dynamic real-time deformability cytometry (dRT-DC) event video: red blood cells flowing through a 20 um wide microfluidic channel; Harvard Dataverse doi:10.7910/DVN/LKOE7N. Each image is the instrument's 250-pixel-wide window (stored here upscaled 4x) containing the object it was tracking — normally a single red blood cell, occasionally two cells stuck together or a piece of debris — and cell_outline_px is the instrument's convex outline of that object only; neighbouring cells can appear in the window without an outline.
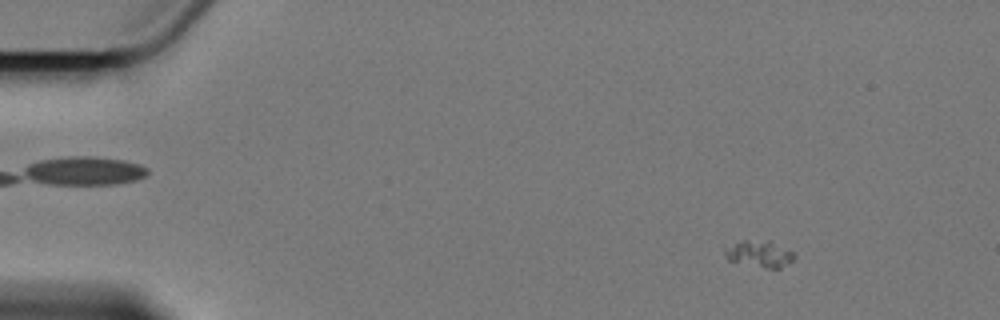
{"species": "Egyptian fruit bat (a non-hibernating species)", "species_latin": "Rousettus aegyptiacus", "temperature_condition": "cold", "stored_images_in_passage": 7, "camera_frame_rate_fps": 3000, "um_per_image_px": 0.085, "animal": {"sex": "female"}, "frame": {"image": 1, "passage_image": 3, "time_ms": 2.333, "image_size_px": [1000, 320], "cell_outline_px": [[796, 256], [792, 260], [780, 268], [768, 268], [728, 260], [724, 252], [724, 248], [744, 240], [768, 240], [792, 252]], "centroid_in_image_um": [64.54, 21.57], "position_along_channel_um": 20.5, "area_um2": 10.4}}
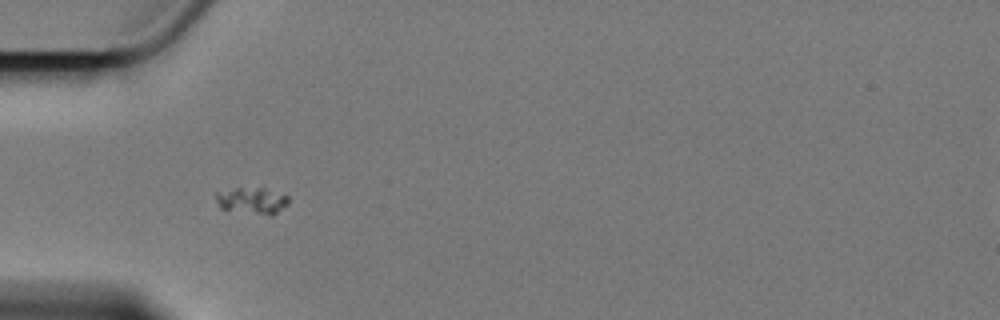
{"frame": {"image": 2, "passage_image": 5, "time_ms": 6.333, "image_size_px": [1000, 320], "cell_outline_px": [[288, 204], [272, 216], [220, 208], [216, 200], [216, 192], [236, 188], [264, 188], [288, 196]], "centroid_in_image_um": [21.43, 17.05], "position_along_channel_um": 63.6, "area_um2": 11.04}}
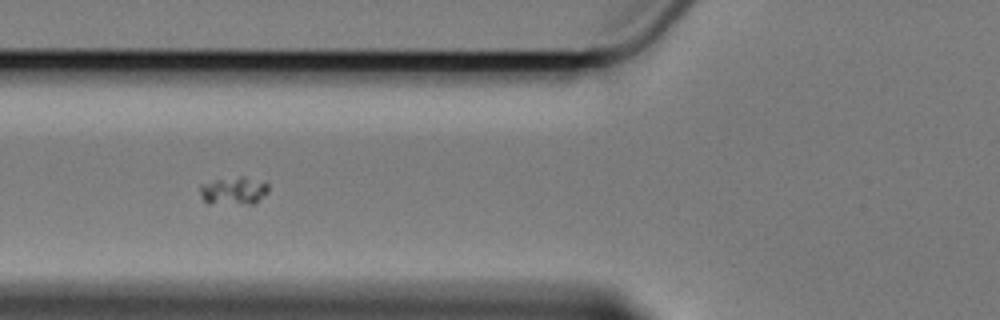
{"frame": {"image": 3, "passage_image": 6, "time_ms": 7.667, "image_size_px": [1000, 320], "cell_outline_px": [[268, 192], [252, 204], [208, 204], [200, 196], [200, 184], [216, 180], [240, 176], [244, 176], [268, 184]], "centroid_in_image_um": [19.82, 16.23], "position_along_channel_um": 106.0, "area_um2": 11.1}}